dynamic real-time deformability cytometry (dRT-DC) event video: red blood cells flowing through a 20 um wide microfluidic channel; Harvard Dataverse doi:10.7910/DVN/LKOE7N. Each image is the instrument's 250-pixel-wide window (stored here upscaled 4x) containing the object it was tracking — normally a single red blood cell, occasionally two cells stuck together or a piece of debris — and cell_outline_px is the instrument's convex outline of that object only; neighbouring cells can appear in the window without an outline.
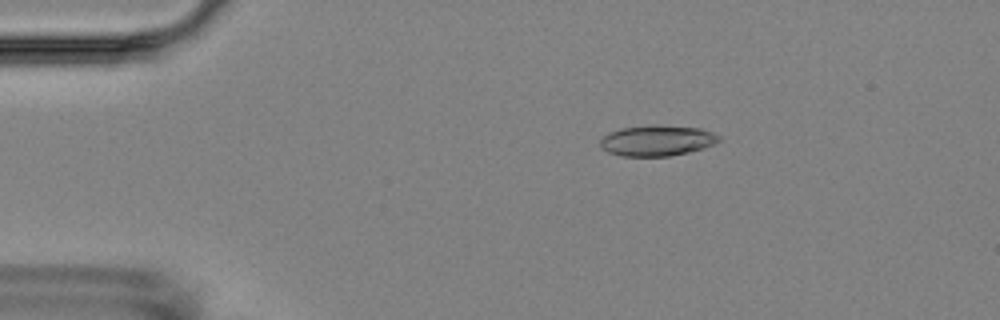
{"species": "Egyptian fruit bat (a non-hibernating species)", "species_latin": "Rousettus aegyptiacus", "temperature_condition": "room temperature", "stored_images_in_passage": 5, "camera_frame_rate_fps": 3000, "um_per_image_px": 0.085, "animal": {"sex": "female"}, "frame": {"image": 1, "passage_image": 3, "time_ms": 2.333, "image_size_px": [1000, 320], "cell_outline_px": [[720, 140], [704, 148], [688, 152], [668, 156], [620, 156], [608, 152], [600, 144], [600, 140], [608, 132], [620, 128], [700, 128], [712, 132], [720, 136]], "centroid_in_image_um": [55.83, 12.0], "position_along_channel_um": 29.2, "area_um2": 20.11}}
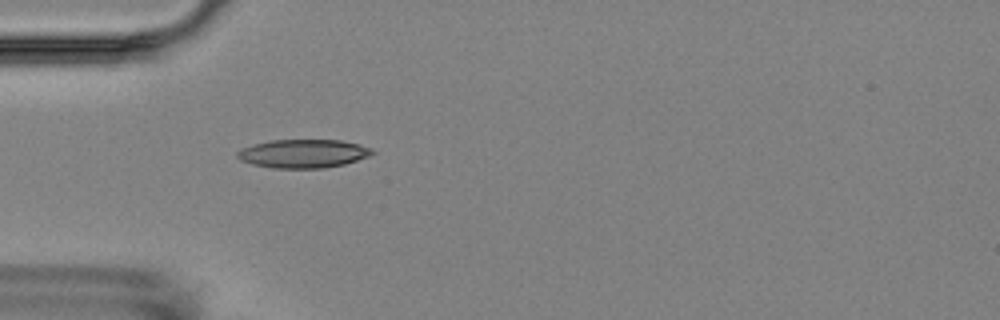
{"frame": {"image": 2, "passage_image": 5, "time_ms": 4.667, "image_size_px": [1000, 320], "cell_outline_px": [[376, 152], [368, 156], [344, 164], [324, 168], [272, 168], [252, 164], [240, 160], [236, 156], [236, 152], [240, 148], [252, 144], [272, 140], [340, 140], [372, 148]], "centroid_in_image_um": [25.72, 13.05], "position_along_channel_um": 59.3, "area_um2": 22.43}}